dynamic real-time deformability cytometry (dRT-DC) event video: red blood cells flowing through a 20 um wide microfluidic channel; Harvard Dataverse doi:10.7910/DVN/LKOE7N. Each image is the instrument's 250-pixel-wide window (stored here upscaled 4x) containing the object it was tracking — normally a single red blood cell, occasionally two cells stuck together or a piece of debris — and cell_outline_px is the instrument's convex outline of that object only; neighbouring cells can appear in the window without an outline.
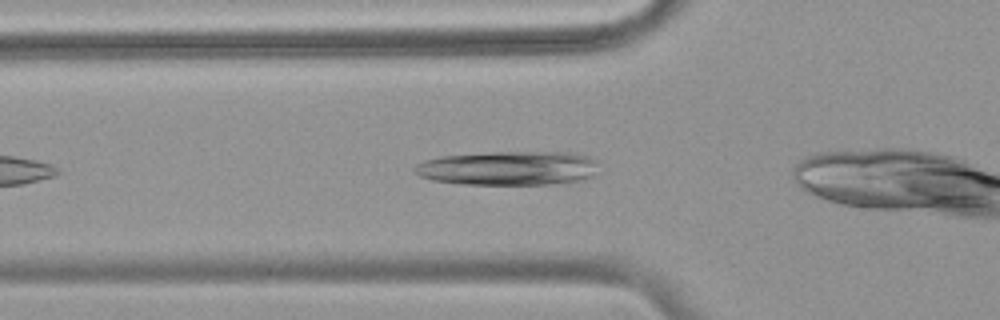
{"species": "common noctule bat (a hibernating species)", "species_latin": "Nyctalus noctula", "temperature_condition": "warm", "stored_images_in_passage": 15, "camera_frame_rate_fps": 3000, "um_per_image_px": 0.085, "animal": {"sex": "female", "body_mass_g": 18.4}, "frame": {"image": 1, "passage_image": 7, "time_ms": 2.0, "image_size_px": [1000, 320], "cell_outline_px": [[600, 160], [592, 176], [584, 180], [548, 184], [464, 184], [432, 180], [420, 176], [412, 172], [412, 168], [416, 164], [424, 160], [440, 156], [492, 152], [572, 152], [592, 156]], "centroid_in_image_um": [43.23, 14.28], "position_along_channel_um": 82.6, "area_um2": 37.05}}